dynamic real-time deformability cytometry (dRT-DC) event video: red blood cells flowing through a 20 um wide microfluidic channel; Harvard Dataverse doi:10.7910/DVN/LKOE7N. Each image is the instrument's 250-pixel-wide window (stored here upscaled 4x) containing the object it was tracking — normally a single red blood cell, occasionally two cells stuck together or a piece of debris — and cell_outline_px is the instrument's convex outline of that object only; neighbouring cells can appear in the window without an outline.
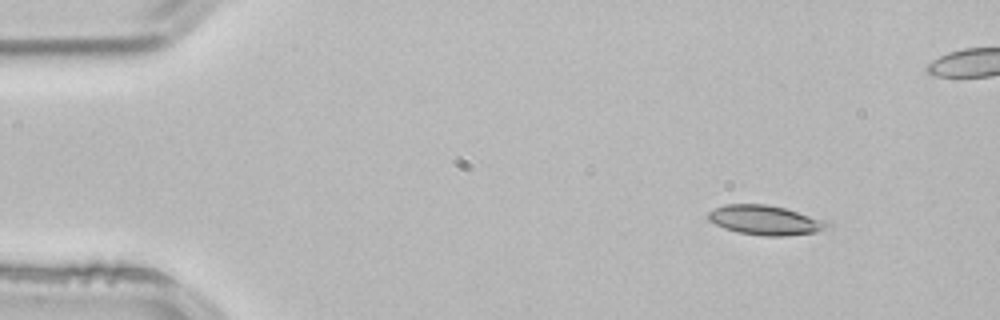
{"species": "common noctule bat (a hibernating species)", "species_latin": "Nyctalus noctula", "temperature_condition": "room temperature", "stored_images_in_passage": 3, "camera_frame_rate_fps": 3000, "um_per_image_px": 0.085, "animal": {"sex": "male", "body_mass_g": 21.5, "forearm_length_mm": 52.0}, "frame": {"image": 1, "passage_image": 1, "time_ms": 0.0, "image_size_px": [1000, 320], "cell_outline_px": [[832, 228], [816, 232], [784, 236], [764, 236], [736, 232], [724, 228], [708, 220], [708, 212], [724, 204], [764, 204], [784, 208], [832, 220]], "centroid_in_image_um": [65.16, 18.72], "position_along_channel_um": 19.8, "area_um2": 20.98}}